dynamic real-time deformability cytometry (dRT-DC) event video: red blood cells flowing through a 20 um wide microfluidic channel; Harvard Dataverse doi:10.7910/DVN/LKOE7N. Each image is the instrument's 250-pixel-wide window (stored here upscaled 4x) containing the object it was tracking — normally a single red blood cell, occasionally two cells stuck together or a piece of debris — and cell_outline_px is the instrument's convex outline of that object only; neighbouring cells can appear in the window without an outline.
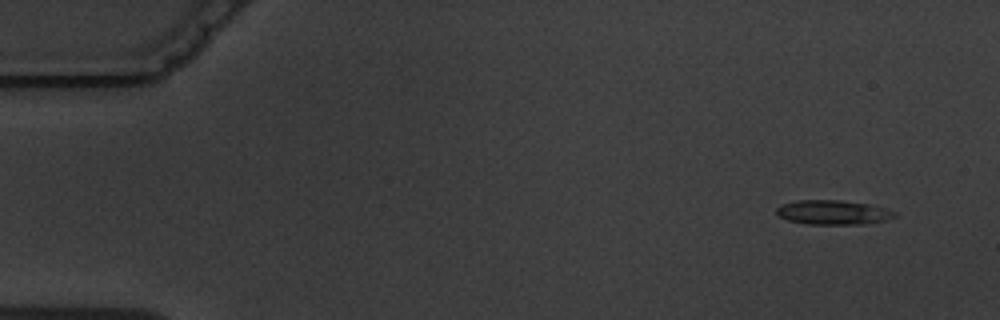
{"species": "common noctule bat (a hibernating species)", "species_latin": "Nyctalus noctula", "temperature_condition": "warm", "stored_images_in_passage": 6, "camera_frame_rate_fps": 3000, "um_per_image_px": 0.085, "animal": {"sex": "male", "body_mass_g": 19.5, "forearm_length_mm": 54.6}, "frame": {"image": 1, "passage_image": 1, "time_ms": 0.0, "image_size_px": [1000, 320], "cell_outline_px": [[896, 216], [888, 220], [864, 224], [808, 224], [788, 220], [776, 216], [776, 208], [780, 204], [796, 200], [840, 200], [868, 204], [884, 208], [896, 212]], "centroid_in_image_um": [70.77, 18.05], "position_along_channel_um": 14.2, "area_um2": 16.94}}